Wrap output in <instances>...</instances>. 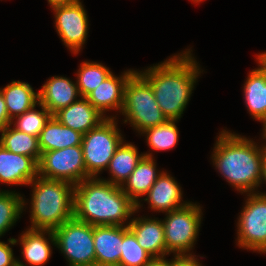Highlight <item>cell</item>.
Returning a JSON list of instances; mask_svg holds the SVG:
<instances>
[{
	"mask_svg": "<svg viewBox=\"0 0 266 266\" xmlns=\"http://www.w3.org/2000/svg\"><path fill=\"white\" fill-rule=\"evenodd\" d=\"M25 200L15 191H0V237L19 219Z\"/></svg>",
	"mask_w": 266,
	"mask_h": 266,
	"instance_id": "obj_27",
	"label": "cell"
},
{
	"mask_svg": "<svg viewBox=\"0 0 266 266\" xmlns=\"http://www.w3.org/2000/svg\"><path fill=\"white\" fill-rule=\"evenodd\" d=\"M17 260L9 244L0 241V266H15Z\"/></svg>",
	"mask_w": 266,
	"mask_h": 266,
	"instance_id": "obj_31",
	"label": "cell"
},
{
	"mask_svg": "<svg viewBox=\"0 0 266 266\" xmlns=\"http://www.w3.org/2000/svg\"><path fill=\"white\" fill-rule=\"evenodd\" d=\"M244 96L250 115L260 121L266 115V73L261 67L249 73Z\"/></svg>",
	"mask_w": 266,
	"mask_h": 266,
	"instance_id": "obj_23",
	"label": "cell"
},
{
	"mask_svg": "<svg viewBox=\"0 0 266 266\" xmlns=\"http://www.w3.org/2000/svg\"><path fill=\"white\" fill-rule=\"evenodd\" d=\"M213 152L216 169L241 193H253L262 183L264 146L258 147L246 137L223 130Z\"/></svg>",
	"mask_w": 266,
	"mask_h": 266,
	"instance_id": "obj_3",
	"label": "cell"
},
{
	"mask_svg": "<svg viewBox=\"0 0 266 266\" xmlns=\"http://www.w3.org/2000/svg\"><path fill=\"white\" fill-rule=\"evenodd\" d=\"M2 93L8 115L13 120L31 109L39 102L38 92L35 93L33 88L26 82L13 81L3 89H0Z\"/></svg>",
	"mask_w": 266,
	"mask_h": 266,
	"instance_id": "obj_21",
	"label": "cell"
},
{
	"mask_svg": "<svg viewBox=\"0 0 266 266\" xmlns=\"http://www.w3.org/2000/svg\"><path fill=\"white\" fill-rule=\"evenodd\" d=\"M83 134L62 125L54 116L50 118L39 136L41 152L81 145Z\"/></svg>",
	"mask_w": 266,
	"mask_h": 266,
	"instance_id": "obj_20",
	"label": "cell"
},
{
	"mask_svg": "<svg viewBox=\"0 0 266 266\" xmlns=\"http://www.w3.org/2000/svg\"><path fill=\"white\" fill-rule=\"evenodd\" d=\"M144 266H171V261H167L165 257L152 258Z\"/></svg>",
	"mask_w": 266,
	"mask_h": 266,
	"instance_id": "obj_34",
	"label": "cell"
},
{
	"mask_svg": "<svg viewBox=\"0 0 266 266\" xmlns=\"http://www.w3.org/2000/svg\"><path fill=\"white\" fill-rule=\"evenodd\" d=\"M201 208L188 202L185 206L167 212L162 221L166 243V255L171 252L176 257L193 256L189 252L196 241L201 224Z\"/></svg>",
	"mask_w": 266,
	"mask_h": 266,
	"instance_id": "obj_8",
	"label": "cell"
},
{
	"mask_svg": "<svg viewBox=\"0 0 266 266\" xmlns=\"http://www.w3.org/2000/svg\"><path fill=\"white\" fill-rule=\"evenodd\" d=\"M153 257L137 242L135 235L128 226H123L122 251L120 266H144Z\"/></svg>",
	"mask_w": 266,
	"mask_h": 266,
	"instance_id": "obj_29",
	"label": "cell"
},
{
	"mask_svg": "<svg viewBox=\"0 0 266 266\" xmlns=\"http://www.w3.org/2000/svg\"><path fill=\"white\" fill-rule=\"evenodd\" d=\"M48 239L67 257L69 266H96L93 226L74 217L54 231Z\"/></svg>",
	"mask_w": 266,
	"mask_h": 266,
	"instance_id": "obj_6",
	"label": "cell"
},
{
	"mask_svg": "<svg viewBox=\"0 0 266 266\" xmlns=\"http://www.w3.org/2000/svg\"><path fill=\"white\" fill-rule=\"evenodd\" d=\"M121 136L112 116L83 135L81 146L88 178L97 177L101 170L108 168L116 149L123 142Z\"/></svg>",
	"mask_w": 266,
	"mask_h": 266,
	"instance_id": "obj_7",
	"label": "cell"
},
{
	"mask_svg": "<svg viewBox=\"0 0 266 266\" xmlns=\"http://www.w3.org/2000/svg\"><path fill=\"white\" fill-rule=\"evenodd\" d=\"M187 50L139 72L150 83L158 106L168 120H178L182 116L201 73L191 51Z\"/></svg>",
	"mask_w": 266,
	"mask_h": 266,
	"instance_id": "obj_1",
	"label": "cell"
},
{
	"mask_svg": "<svg viewBox=\"0 0 266 266\" xmlns=\"http://www.w3.org/2000/svg\"><path fill=\"white\" fill-rule=\"evenodd\" d=\"M257 59L259 62V66L261 67V69L266 73V52L261 53L259 55H257Z\"/></svg>",
	"mask_w": 266,
	"mask_h": 266,
	"instance_id": "obj_36",
	"label": "cell"
},
{
	"mask_svg": "<svg viewBox=\"0 0 266 266\" xmlns=\"http://www.w3.org/2000/svg\"><path fill=\"white\" fill-rule=\"evenodd\" d=\"M192 1H194V2H196V3H199V2H201V1H203V0H192Z\"/></svg>",
	"mask_w": 266,
	"mask_h": 266,
	"instance_id": "obj_40",
	"label": "cell"
},
{
	"mask_svg": "<svg viewBox=\"0 0 266 266\" xmlns=\"http://www.w3.org/2000/svg\"><path fill=\"white\" fill-rule=\"evenodd\" d=\"M38 176L77 185L88 178L81 145L42 152Z\"/></svg>",
	"mask_w": 266,
	"mask_h": 266,
	"instance_id": "obj_9",
	"label": "cell"
},
{
	"mask_svg": "<svg viewBox=\"0 0 266 266\" xmlns=\"http://www.w3.org/2000/svg\"><path fill=\"white\" fill-rule=\"evenodd\" d=\"M177 120H167L165 123L150 127L141 132L147 135L148 146L154 150H170L178 142Z\"/></svg>",
	"mask_w": 266,
	"mask_h": 266,
	"instance_id": "obj_28",
	"label": "cell"
},
{
	"mask_svg": "<svg viewBox=\"0 0 266 266\" xmlns=\"http://www.w3.org/2000/svg\"><path fill=\"white\" fill-rule=\"evenodd\" d=\"M29 185H34L30 212L32 225L29 229L54 231L73 218L75 185L40 176Z\"/></svg>",
	"mask_w": 266,
	"mask_h": 266,
	"instance_id": "obj_4",
	"label": "cell"
},
{
	"mask_svg": "<svg viewBox=\"0 0 266 266\" xmlns=\"http://www.w3.org/2000/svg\"><path fill=\"white\" fill-rule=\"evenodd\" d=\"M78 94L76 83L74 84L70 79L62 76H53L38 92L39 103L52 115L77 101Z\"/></svg>",
	"mask_w": 266,
	"mask_h": 266,
	"instance_id": "obj_17",
	"label": "cell"
},
{
	"mask_svg": "<svg viewBox=\"0 0 266 266\" xmlns=\"http://www.w3.org/2000/svg\"><path fill=\"white\" fill-rule=\"evenodd\" d=\"M39 106H41V111H37L35 106H33L28 111L23 114L17 116V120L15 121L14 128L25 132L31 136L39 137L41 131L44 129V126L53 116L42 104L38 102Z\"/></svg>",
	"mask_w": 266,
	"mask_h": 266,
	"instance_id": "obj_30",
	"label": "cell"
},
{
	"mask_svg": "<svg viewBox=\"0 0 266 266\" xmlns=\"http://www.w3.org/2000/svg\"><path fill=\"white\" fill-rule=\"evenodd\" d=\"M247 194L249 197L238 218V246L266 253V195Z\"/></svg>",
	"mask_w": 266,
	"mask_h": 266,
	"instance_id": "obj_10",
	"label": "cell"
},
{
	"mask_svg": "<svg viewBox=\"0 0 266 266\" xmlns=\"http://www.w3.org/2000/svg\"><path fill=\"white\" fill-rule=\"evenodd\" d=\"M11 123L12 120L8 115L4 97L0 92V132L3 131L7 126L11 125Z\"/></svg>",
	"mask_w": 266,
	"mask_h": 266,
	"instance_id": "obj_32",
	"label": "cell"
},
{
	"mask_svg": "<svg viewBox=\"0 0 266 266\" xmlns=\"http://www.w3.org/2000/svg\"><path fill=\"white\" fill-rule=\"evenodd\" d=\"M262 181L266 182V145H264V152H263Z\"/></svg>",
	"mask_w": 266,
	"mask_h": 266,
	"instance_id": "obj_37",
	"label": "cell"
},
{
	"mask_svg": "<svg viewBox=\"0 0 266 266\" xmlns=\"http://www.w3.org/2000/svg\"><path fill=\"white\" fill-rule=\"evenodd\" d=\"M137 211L136 204L121 186L90 177L75 185L74 218L92 226H128V217Z\"/></svg>",
	"mask_w": 266,
	"mask_h": 266,
	"instance_id": "obj_2",
	"label": "cell"
},
{
	"mask_svg": "<svg viewBox=\"0 0 266 266\" xmlns=\"http://www.w3.org/2000/svg\"><path fill=\"white\" fill-rule=\"evenodd\" d=\"M15 266H26L21 261L17 260V264Z\"/></svg>",
	"mask_w": 266,
	"mask_h": 266,
	"instance_id": "obj_39",
	"label": "cell"
},
{
	"mask_svg": "<svg viewBox=\"0 0 266 266\" xmlns=\"http://www.w3.org/2000/svg\"><path fill=\"white\" fill-rule=\"evenodd\" d=\"M139 245L153 258L166 255L164 226L161 220L134 218L128 223Z\"/></svg>",
	"mask_w": 266,
	"mask_h": 266,
	"instance_id": "obj_16",
	"label": "cell"
},
{
	"mask_svg": "<svg viewBox=\"0 0 266 266\" xmlns=\"http://www.w3.org/2000/svg\"><path fill=\"white\" fill-rule=\"evenodd\" d=\"M173 258L171 261V266H201L197 258L194 256H180Z\"/></svg>",
	"mask_w": 266,
	"mask_h": 266,
	"instance_id": "obj_33",
	"label": "cell"
},
{
	"mask_svg": "<svg viewBox=\"0 0 266 266\" xmlns=\"http://www.w3.org/2000/svg\"><path fill=\"white\" fill-rule=\"evenodd\" d=\"M143 200L149 203L152 210L165 211L166 213L179 209L188 203H180L182 200L181 188L177 181L164 171L149 189L147 198Z\"/></svg>",
	"mask_w": 266,
	"mask_h": 266,
	"instance_id": "obj_18",
	"label": "cell"
},
{
	"mask_svg": "<svg viewBox=\"0 0 266 266\" xmlns=\"http://www.w3.org/2000/svg\"><path fill=\"white\" fill-rule=\"evenodd\" d=\"M128 70L123 75L115 77L111 73L97 88L90 92L85 98L104 115L107 110L122 112L124 105L125 86L129 77L134 73Z\"/></svg>",
	"mask_w": 266,
	"mask_h": 266,
	"instance_id": "obj_13",
	"label": "cell"
},
{
	"mask_svg": "<svg viewBox=\"0 0 266 266\" xmlns=\"http://www.w3.org/2000/svg\"><path fill=\"white\" fill-rule=\"evenodd\" d=\"M78 70L77 82L79 97H86L101 84L112 72L101 63L83 62Z\"/></svg>",
	"mask_w": 266,
	"mask_h": 266,
	"instance_id": "obj_26",
	"label": "cell"
},
{
	"mask_svg": "<svg viewBox=\"0 0 266 266\" xmlns=\"http://www.w3.org/2000/svg\"><path fill=\"white\" fill-rule=\"evenodd\" d=\"M156 162L151 153H146L137 164L135 170L122 185V191L136 204L139 209V197L145 196L162 172L156 171Z\"/></svg>",
	"mask_w": 266,
	"mask_h": 266,
	"instance_id": "obj_19",
	"label": "cell"
},
{
	"mask_svg": "<svg viewBox=\"0 0 266 266\" xmlns=\"http://www.w3.org/2000/svg\"><path fill=\"white\" fill-rule=\"evenodd\" d=\"M47 230L27 229L20 237L24 260L32 266L44 265L51 256V245L45 237Z\"/></svg>",
	"mask_w": 266,
	"mask_h": 266,
	"instance_id": "obj_24",
	"label": "cell"
},
{
	"mask_svg": "<svg viewBox=\"0 0 266 266\" xmlns=\"http://www.w3.org/2000/svg\"><path fill=\"white\" fill-rule=\"evenodd\" d=\"M55 11V27L65 46L74 54H78L88 34V16L79 1L57 6Z\"/></svg>",
	"mask_w": 266,
	"mask_h": 266,
	"instance_id": "obj_11",
	"label": "cell"
},
{
	"mask_svg": "<svg viewBox=\"0 0 266 266\" xmlns=\"http://www.w3.org/2000/svg\"><path fill=\"white\" fill-rule=\"evenodd\" d=\"M96 266H120L123 226H93Z\"/></svg>",
	"mask_w": 266,
	"mask_h": 266,
	"instance_id": "obj_14",
	"label": "cell"
},
{
	"mask_svg": "<svg viewBox=\"0 0 266 266\" xmlns=\"http://www.w3.org/2000/svg\"><path fill=\"white\" fill-rule=\"evenodd\" d=\"M260 122H263V138L266 139V115L260 120Z\"/></svg>",
	"mask_w": 266,
	"mask_h": 266,
	"instance_id": "obj_38",
	"label": "cell"
},
{
	"mask_svg": "<svg viewBox=\"0 0 266 266\" xmlns=\"http://www.w3.org/2000/svg\"><path fill=\"white\" fill-rule=\"evenodd\" d=\"M38 176V163L31 157L13 153L0 145V182L28 185Z\"/></svg>",
	"mask_w": 266,
	"mask_h": 266,
	"instance_id": "obj_12",
	"label": "cell"
},
{
	"mask_svg": "<svg viewBox=\"0 0 266 266\" xmlns=\"http://www.w3.org/2000/svg\"><path fill=\"white\" fill-rule=\"evenodd\" d=\"M62 125L81 134L97 127L105 117L85 97L75 101L53 115Z\"/></svg>",
	"mask_w": 266,
	"mask_h": 266,
	"instance_id": "obj_15",
	"label": "cell"
},
{
	"mask_svg": "<svg viewBox=\"0 0 266 266\" xmlns=\"http://www.w3.org/2000/svg\"><path fill=\"white\" fill-rule=\"evenodd\" d=\"M122 114L126 117L124 123L129 121L139 132L168 120L158 106L150 83L137 71L126 83Z\"/></svg>",
	"mask_w": 266,
	"mask_h": 266,
	"instance_id": "obj_5",
	"label": "cell"
},
{
	"mask_svg": "<svg viewBox=\"0 0 266 266\" xmlns=\"http://www.w3.org/2000/svg\"><path fill=\"white\" fill-rule=\"evenodd\" d=\"M123 143L116 149L108 166L112 178L105 180L118 186L124 185V182L144 156V154H138L137 148L133 144Z\"/></svg>",
	"mask_w": 266,
	"mask_h": 266,
	"instance_id": "obj_22",
	"label": "cell"
},
{
	"mask_svg": "<svg viewBox=\"0 0 266 266\" xmlns=\"http://www.w3.org/2000/svg\"><path fill=\"white\" fill-rule=\"evenodd\" d=\"M79 0H48L50 6L52 8L57 7V6H65V5H69L72 3H75Z\"/></svg>",
	"mask_w": 266,
	"mask_h": 266,
	"instance_id": "obj_35",
	"label": "cell"
},
{
	"mask_svg": "<svg viewBox=\"0 0 266 266\" xmlns=\"http://www.w3.org/2000/svg\"><path fill=\"white\" fill-rule=\"evenodd\" d=\"M10 126L1 131L0 145L13 153L31 157L39 163L42 154L39 137L31 136L15 128L12 129Z\"/></svg>",
	"mask_w": 266,
	"mask_h": 266,
	"instance_id": "obj_25",
	"label": "cell"
}]
</instances>
